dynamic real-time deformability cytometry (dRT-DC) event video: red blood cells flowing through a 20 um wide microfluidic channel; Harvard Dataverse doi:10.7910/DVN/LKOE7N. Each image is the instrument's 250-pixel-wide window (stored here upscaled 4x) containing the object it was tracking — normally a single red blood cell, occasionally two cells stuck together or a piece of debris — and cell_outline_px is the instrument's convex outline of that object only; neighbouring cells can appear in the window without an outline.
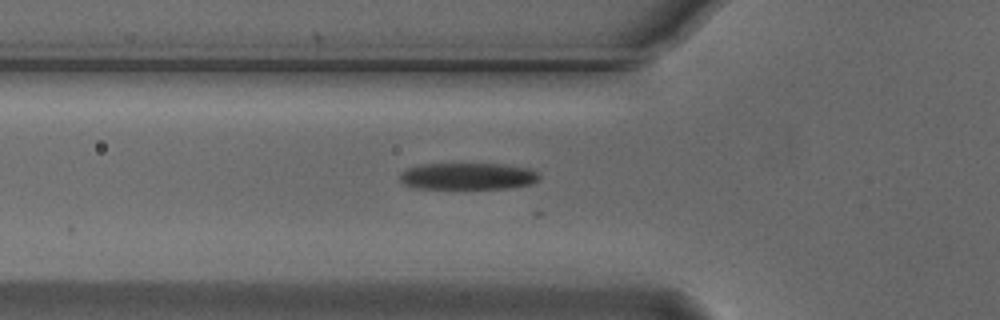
{"species": "Egyptian fruit bat (a non-hibernating species)", "species_latin": "Rousettus aegyptiacus", "temperature_condition": "cold", "stored_images_in_passage": 22, "camera_frame_rate_fps": 3000, "um_per_image_px": 0.085, "animal": {"sex": "male"}, "frame": {"image": 1, "passage_image": 18, "time_ms": 5.667, "image_size_px": [1000, 320], "cell_outline_px": [[540, 176], [536, 180], [528, 184], [504, 188], [416, 188], [404, 184], [400, 180], [400, 172], [408, 168], [424, 164], [504, 164], [528, 168], [536, 172]], "centroid_in_image_um": [39.72, 14.97], "position_along_channel_um": 86.1, "area_um2": 21.39}}
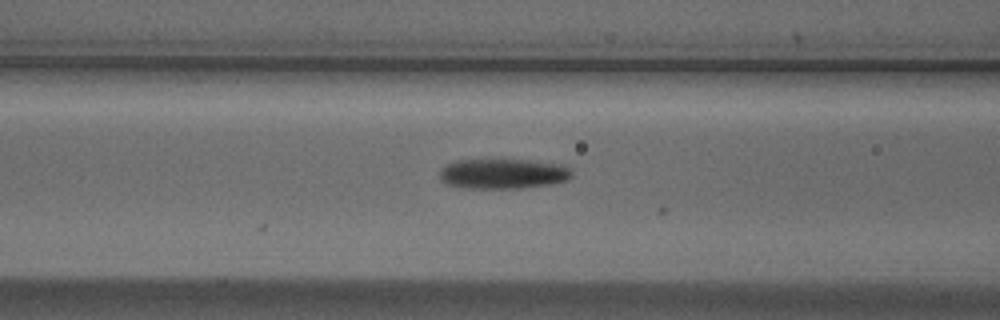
{"frame": {"image": 2, "passage_image": 21, "time_ms": 6.667, "image_size_px": [1000, 320], "cell_outline_px": [[572, 176], [564, 180], [552, 184], [520, 188], [468, 188], [448, 184], [440, 180], [440, 172], [448, 164], [456, 160], [532, 160], [564, 164], [572, 172]], "centroid_in_image_um": [42.79, 14.76], "position_along_channel_um": 123.8, "area_um2": 23.0}}